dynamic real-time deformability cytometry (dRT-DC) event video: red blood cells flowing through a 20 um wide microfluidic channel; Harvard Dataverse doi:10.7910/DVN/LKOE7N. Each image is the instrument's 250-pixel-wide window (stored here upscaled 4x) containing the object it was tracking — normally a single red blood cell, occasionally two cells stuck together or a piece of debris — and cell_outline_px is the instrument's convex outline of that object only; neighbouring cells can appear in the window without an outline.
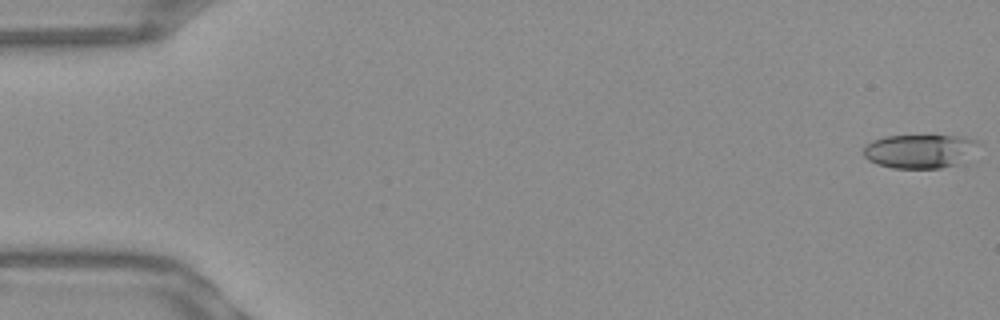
{"species": "Egyptian fruit bat (a non-hibernating species)", "species_latin": "Rousettus aegyptiacus", "temperature_condition": "warm", "stored_images_in_passage": 52, "camera_frame_rate_fps": 3000, "um_per_image_px": 0.085, "frame": {"image": 1, "passage_image": 1, "time_ms": 0.0, "image_size_px": [1000, 320], "cell_outline_px": [[980, 144], [968, 160], [960, 164], [940, 168], [892, 168], [876, 164], [868, 160], [864, 156], [864, 148], [872, 140], [884, 136], [964, 136], [976, 140]], "centroid_in_image_um": [78.22, 12.86], "position_along_channel_um": 6.8, "area_um2": 22.95}}
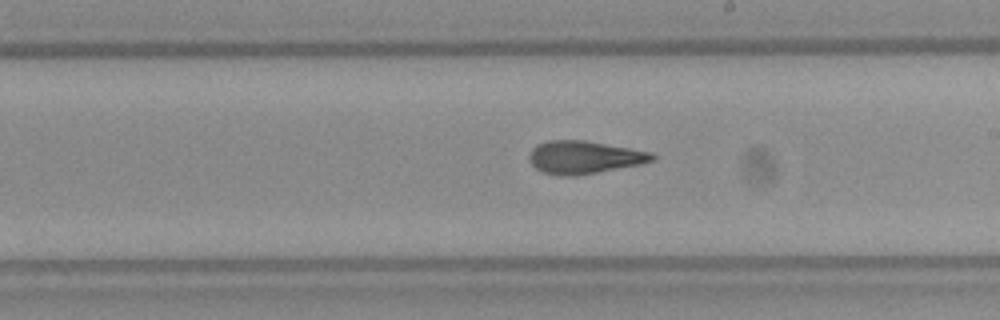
{"frame": {"image": 2, "passage_image": 30, "time_ms": 9.667, "image_size_px": [1000, 320], "cell_outline_px": [[656, 156], [652, 160], [640, 164], [576, 176], [560, 176], [544, 172], [536, 168], [532, 164], [528, 156], [532, 148], [536, 144], [548, 140], [584, 140], [652, 152]], "centroid_in_image_um": [49.62, 13.36], "position_along_channel_um": 239.4, "area_um2": 23.41}}
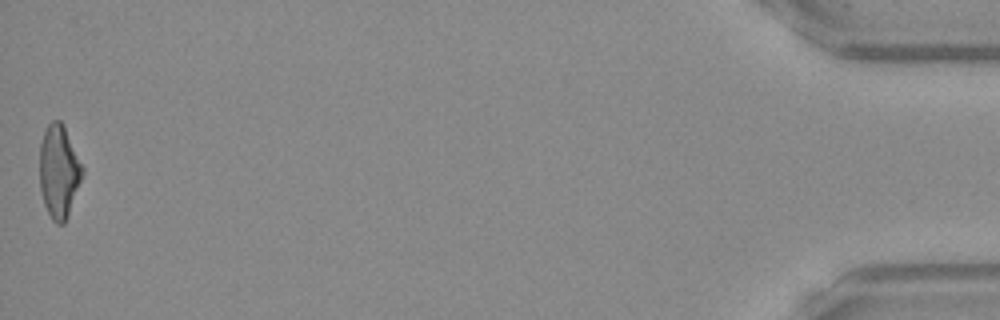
{"frame": {"image": 3, "passage_image": 52, "time_ms": 17.0, "image_size_px": [1000, 320], "cell_outline_px": [[84, 172], [68, 216], [64, 224], [56, 224], [52, 220], [44, 204], [40, 188], [40, 144], [44, 132], [48, 124], [52, 120], [60, 120], [64, 124], [84, 168]], "centroid_in_image_um": [5.02, 14.56], "position_along_channel_um": 430.2, "area_um2": 23.29}, "authors_computed_cell_mechanics": {"area_um2": 23.0044, "velocity_mm_per_s": 3.9232, "shape_relaxation_time_tau1_ms": null, "shape_relaxation_time_tau2_ms": 2.4797, "deformation_change_tau1": null, "deformation_change_tau2": 0.1305}}